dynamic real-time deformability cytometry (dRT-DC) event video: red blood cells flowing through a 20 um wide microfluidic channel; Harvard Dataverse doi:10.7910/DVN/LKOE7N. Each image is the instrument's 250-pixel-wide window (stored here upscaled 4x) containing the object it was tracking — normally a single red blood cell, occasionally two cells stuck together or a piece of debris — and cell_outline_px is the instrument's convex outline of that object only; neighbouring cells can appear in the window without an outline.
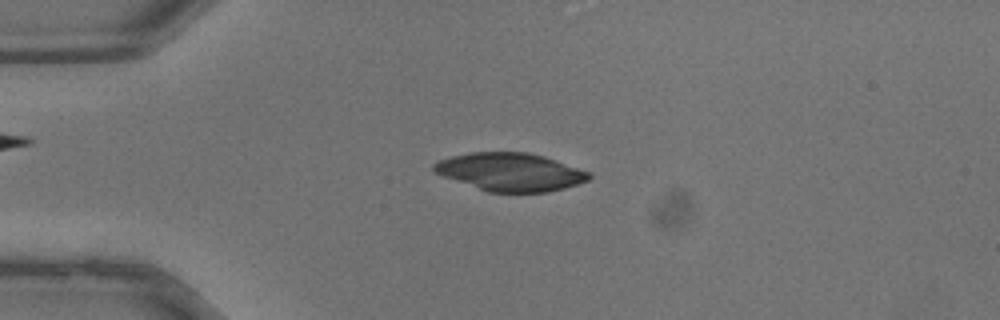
{"species": "common noctule bat (a hibernating species)", "species_latin": "Nyctalus noctula", "temperature_condition": "warm", "stored_images_in_passage": 17, "camera_frame_rate_fps": 3000, "um_per_image_px": 0.085, "animal": {"sex": "male", "body_mass_g": 13.3}, "frame": {"image": 1, "passage_image": 8, "time_ms": 2.333, "image_size_px": [1000, 320], "cell_outline_px": [[592, 176], [588, 180], [564, 188], [548, 192], [488, 192], [444, 176], [436, 172], [432, 168], [432, 164], [440, 160], [452, 156], [468, 152], [528, 152], [544, 156], [592, 172]], "centroid_in_image_um": [43.41, 14.61], "position_along_channel_um": 41.6, "area_um2": 34.28}}
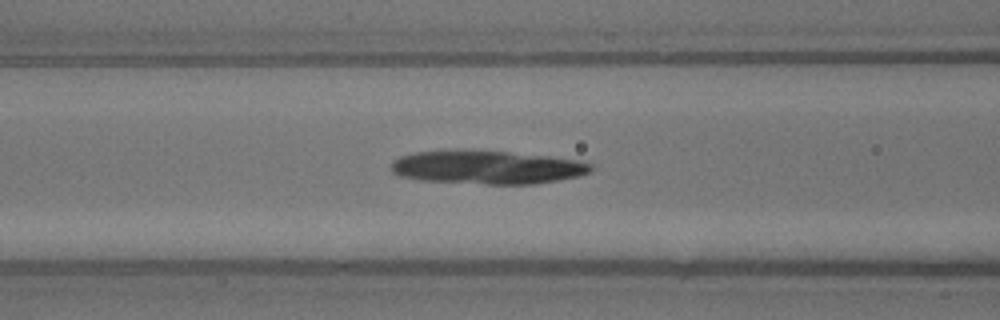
{"frame": {"image": 2, "passage_image": 14, "time_ms": 4.333, "image_size_px": [1000, 320], "cell_outline_px": [[592, 168], [588, 172], [580, 176], [536, 184], [488, 184], [420, 180], [400, 176], [392, 172], [392, 160], [400, 156], [416, 152], [456, 148], [460, 148], [508, 152], [548, 156], [576, 160], [592, 164]], "centroid_in_image_um": [41.35, 14.2], "position_along_channel_um": 125.3, "area_um2": 39.42}}
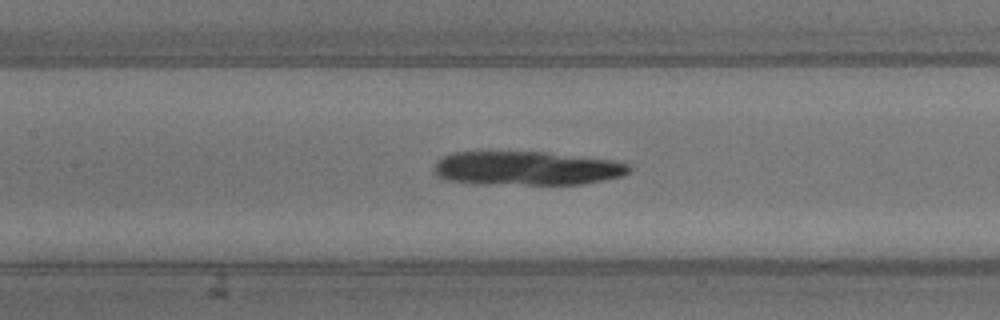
{"frame": {"image": 3, "passage_image": 16, "time_ms": 5.0, "image_size_px": [1000, 320], "cell_outline_px": [[632, 168], [628, 172], [620, 176], [604, 180], [580, 184], [480, 184], [448, 180], [440, 176], [432, 168], [444, 156], [452, 152], [540, 152], [612, 160], [628, 164]], "centroid_in_image_um": [44.76, 14.31], "position_along_channel_um": 162.6, "area_um2": 38.09}}